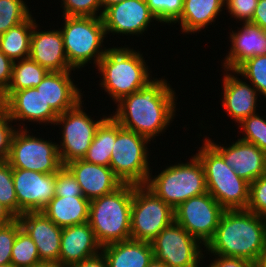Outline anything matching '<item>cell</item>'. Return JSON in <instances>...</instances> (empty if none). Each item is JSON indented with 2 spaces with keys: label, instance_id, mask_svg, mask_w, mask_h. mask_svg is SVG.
Wrapping results in <instances>:
<instances>
[{
  "label": "cell",
  "instance_id": "obj_23",
  "mask_svg": "<svg viewBox=\"0 0 266 267\" xmlns=\"http://www.w3.org/2000/svg\"><path fill=\"white\" fill-rule=\"evenodd\" d=\"M243 27L230 34L231 49L225 57L224 69L235 70L245 60L266 55V30L252 22H243Z\"/></svg>",
  "mask_w": 266,
  "mask_h": 267
},
{
  "label": "cell",
  "instance_id": "obj_36",
  "mask_svg": "<svg viewBox=\"0 0 266 267\" xmlns=\"http://www.w3.org/2000/svg\"><path fill=\"white\" fill-rule=\"evenodd\" d=\"M150 12L157 21L174 23L183 12L184 0H145Z\"/></svg>",
  "mask_w": 266,
  "mask_h": 267
},
{
  "label": "cell",
  "instance_id": "obj_27",
  "mask_svg": "<svg viewBox=\"0 0 266 267\" xmlns=\"http://www.w3.org/2000/svg\"><path fill=\"white\" fill-rule=\"evenodd\" d=\"M223 6L225 0H184L183 12L175 23L187 34L201 31L215 22Z\"/></svg>",
  "mask_w": 266,
  "mask_h": 267
},
{
  "label": "cell",
  "instance_id": "obj_33",
  "mask_svg": "<svg viewBox=\"0 0 266 267\" xmlns=\"http://www.w3.org/2000/svg\"><path fill=\"white\" fill-rule=\"evenodd\" d=\"M23 0H0V36L24 22L31 13Z\"/></svg>",
  "mask_w": 266,
  "mask_h": 267
},
{
  "label": "cell",
  "instance_id": "obj_6",
  "mask_svg": "<svg viewBox=\"0 0 266 267\" xmlns=\"http://www.w3.org/2000/svg\"><path fill=\"white\" fill-rule=\"evenodd\" d=\"M190 160L165 168L157 177L149 175L145 186L173 209L191 197L205 194L203 165L196 155Z\"/></svg>",
  "mask_w": 266,
  "mask_h": 267
},
{
  "label": "cell",
  "instance_id": "obj_39",
  "mask_svg": "<svg viewBox=\"0 0 266 267\" xmlns=\"http://www.w3.org/2000/svg\"><path fill=\"white\" fill-rule=\"evenodd\" d=\"M63 16L102 17L100 0H62Z\"/></svg>",
  "mask_w": 266,
  "mask_h": 267
},
{
  "label": "cell",
  "instance_id": "obj_2",
  "mask_svg": "<svg viewBox=\"0 0 266 267\" xmlns=\"http://www.w3.org/2000/svg\"><path fill=\"white\" fill-rule=\"evenodd\" d=\"M213 255L254 263L266 253V220L246 209L225 210L213 238L205 246Z\"/></svg>",
  "mask_w": 266,
  "mask_h": 267
},
{
  "label": "cell",
  "instance_id": "obj_18",
  "mask_svg": "<svg viewBox=\"0 0 266 267\" xmlns=\"http://www.w3.org/2000/svg\"><path fill=\"white\" fill-rule=\"evenodd\" d=\"M18 219L22 229L36 244L41 262L59 263L62 228L42 211L25 212Z\"/></svg>",
  "mask_w": 266,
  "mask_h": 267
},
{
  "label": "cell",
  "instance_id": "obj_20",
  "mask_svg": "<svg viewBox=\"0 0 266 267\" xmlns=\"http://www.w3.org/2000/svg\"><path fill=\"white\" fill-rule=\"evenodd\" d=\"M37 26L31 34L29 58L51 72L75 70L68 63L60 29L37 31Z\"/></svg>",
  "mask_w": 266,
  "mask_h": 267
},
{
  "label": "cell",
  "instance_id": "obj_30",
  "mask_svg": "<svg viewBox=\"0 0 266 267\" xmlns=\"http://www.w3.org/2000/svg\"><path fill=\"white\" fill-rule=\"evenodd\" d=\"M48 72L46 68L30 58L14 61L11 82L4 93L37 87Z\"/></svg>",
  "mask_w": 266,
  "mask_h": 267
},
{
  "label": "cell",
  "instance_id": "obj_26",
  "mask_svg": "<svg viewBox=\"0 0 266 267\" xmlns=\"http://www.w3.org/2000/svg\"><path fill=\"white\" fill-rule=\"evenodd\" d=\"M89 204L85 197L54 196L42 212L57 226L65 228L88 222Z\"/></svg>",
  "mask_w": 266,
  "mask_h": 267
},
{
  "label": "cell",
  "instance_id": "obj_44",
  "mask_svg": "<svg viewBox=\"0 0 266 267\" xmlns=\"http://www.w3.org/2000/svg\"><path fill=\"white\" fill-rule=\"evenodd\" d=\"M215 257L207 267H253V263L243 258L222 255H215Z\"/></svg>",
  "mask_w": 266,
  "mask_h": 267
},
{
  "label": "cell",
  "instance_id": "obj_5",
  "mask_svg": "<svg viewBox=\"0 0 266 267\" xmlns=\"http://www.w3.org/2000/svg\"><path fill=\"white\" fill-rule=\"evenodd\" d=\"M203 145L195 155L204 168L207 192L225 210L246 209L250 183L240 178L206 139Z\"/></svg>",
  "mask_w": 266,
  "mask_h": 267
},
{
  "label": "cell",
  "instance_id": "obj_47",
  "mask_svg": "<svg viewBox=\"0 0 266 267\" xmlns=\"http://www.w3.org/2000/svg\"><path fill=\"white\" fill-rule=\"evenodd\" d=\"M16 217L0 203V225H5L10 223Z\"/></svg>",
  "mask_w": 266,
  "mask_h": 267
},
{
  "label": "cell",
  "instance_id": "obj_14",
  "mask_svg": "<svg viewBox=\"0 0 266 267\" xmlns=\"http://www.w3.org/2000/svg\"><path fill=\"white\" fill-rule=\"evenodd\" d=\"M18 201V217L25 212L42 211L54 197L55 173L12 168Z\"/></svg>",
  "mask_w": 266,
  "mask_h": 267
},
{
  "label": "cell",
  "instance_id": "obj_13",
  "mask_svg": "<svg viewBox=\"0 0 266 267\" xmlns=\"http://www.w3.org/2000/svg\"><path fill=\"white\" fill-rule=\"evenodd\" d=\"M151 244L154 258L169 267H198L202 263L201 243L175 221L164 228Z\"/></svg>",
  "mask_w": 266,
  "mask_h": 267
},
{
  "label": "cell",
  "instance_id": "obj_43",
  "mask_svg": "<svg viewBox=\"0 0 266 267\" xmlns=\"http://www.w3.org/2000/svg\"><path fill=\"white\" fill-rule=\"evenodd\" d=\"M13 61L0 50V96L7 90L12 78Z\"/></svg>",
  "mask_w": 266,
  "mask_h": 267
},
{
  "label": "cell",
  "instance_id": "obj_37",
  "mask_svg": "<svg viewBox=\"0 0 266 267\" xmlns=\"http://www.w3.org/2000/svg\"><path fill=\"white\" fill-rule=\"evenodd\" d=\"M54 196L84 197L76 177L66 165L55 173Z\"/></svg>",
  "mask_w": 266,
  "mask_h": 267
},
{
  "label": "cell",
  "instance_id": "obj_7",
  "mask_svg": "<svg viewBox=\"0 0 266 267\" xmlns=\"http://www.w3.org/2000/svg\"><path fill=\"white\" fill-rule=\"evenodd\" d=\"M63 17L64 27L60 31L68 63L74 69H80L93 59L95 66H98L108 50L101 48L107 36L102 17Z\"/></svg>",
  "mask_w": 266,
  "mask_h": 267
},
{
  "label": "cell",
  "instance_id": "obj_16",
  "mask_svg": "<svg viewBox=\"0 0 266 267\" xmlns=\"http://www.w3.org/2000/svg\"><path fill=\"white\" fill-rule=\"evenodd\" d=\"M0 102L5 105L12 121L28 120L29 122L54 125L59 116L36 87L18 90L14 93H3L0 96Z\"/></svg>",
  "mask_w": 266,
  "mask_h": 267
},
{
  "label": "cell",
  "instance_id": "obj_17",
  "mask_svg": "<svg viewBox=\"0 0 266 267\" xmlns=\"http://www.w3.org/2000/svg\"><path fill=\"white\" fill-rule=\"evenodd\" d=\"M222 156L225 163L242 179L252 183L266 174V153L255 144L238 140L229 147L206 139Z\"/></svg>",
  "mask_w": 266,
  "mask_h": 267
},
{
  "label": "cell",
  "instance_id": "obj_46",
  "mask_svg": "<svg viewBox=\"0 0 266 267\" xmlns=\"http://www.w3.org/2000/svg\"><path fill=\"white\" fill-rule=\"evenodd\" d=\"M250 22L257 24L261 29L266 30V0H258L253 18Z\"/></svg>",
  "mask_w": 266,
  "mask_h": 267
},
{
  "label": "cell",
  "instance_id": "obj_21",
  "mask_svg": "<svg viewBox=\"0 0 266 267\" xmlns=\"http://www.w3.org/2000/svg\"><path fill=\"white\" fill-rule=\"evenodd\" d=\"M101 249L89 222L62 228L59 264L69 267L98 255Z\"/></svg>",
  "mask_w": 266,
  "mask_h": 267
},
{
  "label": "cell",
  "instance_id": "obj_40",
  "mask_svg": "<svg viewBox=\"0 0 266 267\" xmlns=\"http://www.w3.org/2000/svg\"><path fill=\"white\" fill-rule=\"evenodd\" d=\"M246 210L266 216V174L250 183L249 203Z\"/></svg>",
  "mask_w": 266,
  "mask_h": 267
},
{
  "label": "cell",
  "instance_id": "obj_52",
  "mask_svg": "<svg viewBox=\"0 0 266 267\" xmlns=\"http://www.w3.org/2000/svg\"><path fill=\"white\" fill-rule=\"evenodd\" d=\"M0 267H14L12 264L0 265Z\"/></svg>",
  "mask_w": 266,
  "mask_h": 267
},
{
  "label": "cell",
  "instance_id": "obj_25",
  "mask_svg": "<svg viewBox=\"0 0 266 267\" xmlns=\"http://www.w3.org/2000/svg\"><path fill=\"white\" fill-rule=\"evenodd\" d=\"M109 267H147L154 258L150 242L125 240L102 247Z\"/></svg>",
  "mask_w": 266,
  "mask_h": 267
},
{
  "label": "cell",
  "instance_id": "obj_1",
  "mask_svg": "<svg viewBox=\"0 0 266 267\" xmlns=\"http://www.w3.org/2000/svg\"><path fill=\"white\" fill-rule=\"evenodd\" d=\"M165 79H152L139 91L123 97L112 116L123 128L147 137L158 136L174 119L176 96ZM158 134V135H157Z\"/></svg>",
  "mask_w": 266,
  "mask_h": 267
},
{
  "label": "cell",
  "instance_id": "obj_48",
  "mask_svg": "<svg viewBox=\"0 0 266 267\" xmlns=\"http://www.w3.org/2000/svg\"><path fill=\"white\" fill-rule=\"evenodd\" d=\"M125 0H100L101 6H102V11H100L101 15L103 14V10L111 5H114L116 3H120Z\"/></svg>",
  "mask_w": 266,
  "mask_h": 267
},
{
  "label": "cell",
  "instance_id": "obj_32",
  "mask_svg": "<svg viewBox=\"0 0 266 267\" xmlns=\"http://www.w3.org/2000/svg\"><path fill=\"white\" fill-rule=\"evenodd\" d=\"M236 74L249 79L257 91L266 97V55L254 56L243 63L236 69Z\"/></svg>",
  "mask_w": 266,
  "mask_h": 267
},
{
  "label": "cell",
  "instance_id": "obj_12",
  "mask_svg": "<svg viewBox=\"0 0 266 267\" xmlns=\"http://www.w3.org/2000/svg\"><path fill=\"white\" fill-rule=\"evenodd\" d=\"M225 209L209 193L191 197L174 209V221L204 246L213 238Z\"/></svg>",
  "mask_w": 266,
  "mask_h": 267
},
{
  "label": "cell",
  "instance_id": "obj_29",
  "mask_svg": "<svg viewBox=\"0 0 266 267\" xmlns=\"http://www.w3.org/2000/svg\"><path fill=\"white\" fill-rule=\"evenodd\" d=\"M33 18L30 15L24 22L0 36V50L13 62L29 58L31 34L37 23Z\"/></svg>",
  "mask_w": 266,
  "mask_h": 267
},
{
  "label": "cell",
  "instance_id": "obj_42",
  "mask_svg": "<svg viewBox=\"0 0 266 267\" xmlns=\"http://www.w3.org/2000/svg\"><path fill=\"white\" fill-rule=\"evenodd\" d=\"M228 12L239 21L249 22L253 18L258 0H225Z\"/></svg>",
  "mask_w": 266,
  "mask_h": 267
},
{
  "label": "cell",
  "instance_id": "obj_51",
  "mask_svg": "<svg viewBox=\"0 0 266 267\" xmlns=\"http://www.w3.org/2000/svg\"><path fill=\"white\" fill-rule=\"evenodd\" d=\"M147 267H169L167 264H165L162 261H158L155 258L149 263Z\"/></svg>",
  "mask_w": 266,
  "mask_h": 267
},
{
  "label": "cell",
  "instance_id": "obj_11",
  "mask_svg": "<svg viewBox=\"0 0 266 267\" xmlns=\"http://www.w3.org/2000/svg\"><path fill=\"white\" fill-rule=\"evenodd\" d=\"M82 100L72 109L60 114L55 120L56 125H63L62 141L58 144V152L62 165L83 159L87 154L97 128L107 118L94 121L83 111ZM93 119V120H92Z\"/></svg>",
  "mask_w": 266,
  "mask_h": 267
},
{
  "label": "cell",
  "instance_id": "obj_31",
  "mask_svg": "<svg viewBox=\"0 0 266 267\" xmlns=\"http://www.w3.org/2000/svg\"><path fill=\"white\" fill-rule=\"evenodd\" d=\"M39 263L41 260L36 244L21 228L12 247L11 264L14 267H33Z\"/></svg>",
  "mask_w": 266,
  "mask_h": 267
},
{
  "label": "cell",
  "instance_id": "obj_10",
  "mask_svg": "<svg viewBox=\"0 0 266 267\" xmlns=\"http://www.w3.org/2000/svg\"><path fill=\"white\" fill-rule=\"evenodd\" d=\"M17 129L12 137L7 162L12 168H20L45 174L58 172L63 166L58 144L31 136L27 127Z\"/></svg>",
  "mask_w": 266,
  "mask_h": 267
},
{
  "label": "cell",
  "instance_id": "obj_49",
  "mask_svg": "<svg viewBox=\"0 0 266 267\" xmlns=\"http://www.w3.org/2000/svg\"><path fill=\"white\" fill-rule=\"evenodd\" d=\"M253 267H266V253L255 260Z\"/></svg>",
  "mask_w": 266,
  "mask_h": 267
},
{
  "label": "cell",
  "instance_id": "obj_4",
  "mask_svg": "<svg viewBox=\"0 0 266 267\" xmlns=\"http://www.w3.org/2000/svg\"><path fill=\"white\" fill-rule=\"evenodd\" d=\"M104 88L115 103L139 91L152 79L142 54L129 47L108 48L97 66Z\"/></svg>",
  "mask_w": 266,
  "mask_h": 267
},
{
  "label": "cell",
  "instance_id": "obj_34",
  "mask_svg": "<svg viewBox=\"0 0 266 267\" xmlns=\"http://www.w3.org/2000/svg\"><path fill=\"white\" fill-rule=\"evenodd\" d=\"M0 203L18 218V201L12 177V167L5 161H0Z\"/></svg>",
  "mask_w": 266,
  "mask_h": 267
},
{
  "label": "cell",
  "instance_id": "obj_28",
  "mask_svg": "<svg viewBox=\"0 0 266 267\" xmlns=\"http://www.w3.org/2000/svg\"><path fill=\"white\" fill-rule=\"evenodd\" d=\"M97 128L93 141L83 158L86 162L110 167L112 149L118 134V122L108 115Z\"/></svg>",
  "mask_w": 266,
  "mask_h": 267
},
{
  "label": "cell",
  "instance_id": "obj_19",
  "mask_svg": "<svg viewBox=\"0 0 266 267\" xmlns=\"http://www.w3.org/2000/svg\"><path fill=\"white\" fill-rule=\"evenodd\" d=\"M66 166L76 177L83 196L89 201L109 194L123 184L111 167L92 164L84 159L71 161Z\"/></svg>",
  "mask_w": 266,
  "mask_h": 267
},
{
  "label": "cell",
  "instance_id": "obj_3",
  "mask_svg": "<svg viewBox=\"0 0 266 267\" xmlns=\"http://www.w3.org/2000/svg\"><path fill=\"white\" fill-rule=\"evenodd\" d=\"M133 184L123 183L115 191L89 204V224L101 247L131 239L130 218Z\"/></svg>",
  "mask_w": 266,
  "mask_h": 267
},
{
  "label": "cell",
  "instance_id": "obj_38",
  "mask_svg": "<svg viewBox=\"0 0 266 267\" xmlns=\"http://www.w3.org/2000/svg\"><path fill=\"white\" fill-rule=\"evenodd\" d=\"M21 228L18 218L8 224L0 225V265L11 264L12 247Z\"/></svg>",
  "mask_w": 266,
  "mask_h": 267
},
{
  "label": "cell",
  "instance_id": "obj_22",
  "mask_svg": "<svg viewBox=\"0 0 266 267\" xmlns=\"http://www.w3.org/2000/svg\"><path fill=\"white\" fill-rule=\"evenodd\" d=\"M224 71L227 72L222 82L224 91L222 106L232 120L240 124L250 115L256 114L258 91L254 86L251 87V84L234 76L235 70H231L233 75L228 72V69Z\"/></svg>",
  "mask_w": 266,
  "mask_h": 267
},
{
  "label": "cell",
  "instance_id": "obj_35",
  "mask_svg": "<svg viewBox=\"0 0 266 267\" xmlns=\"http://www.w3.org/2000/svg\"><path fill=\"white\" fill-rule=\"evenodd\" d=\"M239 125L245 133L240 140L255 144L266 153V120L256 113L244 119Z\"/></svg>",
  "mask_w": 266,
  "mask_h": 267
},
{
  "label": "cell",
  "instance_id": "obj_45",
  "mask_svg": "<svg viewBox=\"0 0 266 267\" xmlns=\"http://www.w3.org/2000/svg\"><path fill=\"white\" fill-rule=\"evenodd\" d=\"M69 267H109V266L104 254L101 252L98 255L74 263Z\"/></svg>",
  "mask_w": 266,
  "mask_h": 267
},
{
  "label": "cell",
  "instance_id": "obj_15",
  "mask_svg": "<svg viewBox=\"0 0 266 267\" xmlns=\"http://www.w3.org/2000/svg\"><path fill=\"white\" fill-rule=\"evenodd\" d=\"M152 20L157 21L145 0H125L105 8L102 14L106 35H140L147 31Z\"/></svg>",
  "mask_w": 266,
  "mask_h": 267
},
{
  "label": "cell",
  "instance_id": "obj_24",
  "mask_svg": "<svg viewBox=\"0 0 266 267\" xmlns=\"http://www.w3.org/2000/svg\"><path fill=\"white\" fill-rule=\"evenodd\" d=\"M70 75L71 71H49L36 87L58 115L74 108L82 100L83 95Z\"/></svg>",
  "mask_w": 266,
  "mask_h": 267
},
{
  "label": "cell",
  "instance_id": "obj_50",
  "mask_svg": "<svg viewBox=\"0 0 266 267\" xmlns=\"http://www.w3.org/2000/svg\"><path fill=\"white\" fill-rule=\"evenodd\" d=\"M33 267H63V266L55 262H41L37 265H34Z\"/></svg>",
  "mask_w": 266,
  "mask_h": 267
},
{
  "label": "cell",
  "instance_id": "obj_41",
  "mask_svg": "<svg viewBox=\"0 0 266 267\" xmlns=\"http://www.w3.org/2000/svg\"><path fill=\"white\" fill-rule=\"evenodd\" d=\"M11 122L13 121L10 119L5 105L0 102V161L7 160L10 153L12 137L16 131L11 126Z\"/></svg>",
  "mask_w": 266,
  "mask_h": 267
},
{
  "label": "cell",
  "instance_id": "obj_9",
  "mask_svg": "<svg viewBox=\"0 0 266 267\" xmlns=\"http://www.w3.org/2000/svg\"><path fill=\"white\" fill-rule=\"evenodd\" d=\"M174 222V209L157 197L145 185L133 184L130 218L131 239L152 242Z\"/></svg>",
  "mask_w": 266,
  "mask_h": 267
},
{
  "label": "cell",
  "instance_id": "obj_8",
  "mask_svg": "<svg viewBox=\"0 0 266 267\" xmlns=\"http://www.w3.org/2000/svg\"><path fill=\"white\" fill-rule=\"evenodd\" d=\"M149 141L147 137L125 129L118 123V134L111 153L110 167L122 183L146 184L149 175L152 174L148 162Z\"/></svg>",
  "mask_w": 266,
  "mask_h": 267
}]
</instances>
